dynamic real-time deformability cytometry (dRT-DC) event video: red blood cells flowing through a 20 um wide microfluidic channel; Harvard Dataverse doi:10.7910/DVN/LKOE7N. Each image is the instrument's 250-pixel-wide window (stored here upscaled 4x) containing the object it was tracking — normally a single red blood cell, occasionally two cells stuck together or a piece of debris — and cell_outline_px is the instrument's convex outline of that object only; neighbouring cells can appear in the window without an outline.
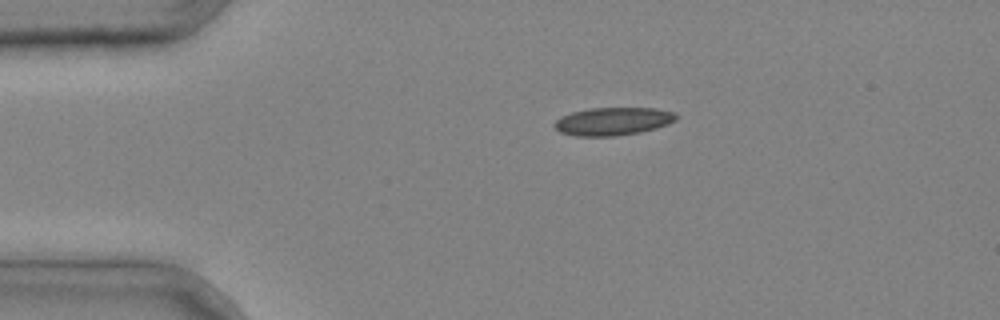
{"species": "common noctule bat (a hibernating species)", "species_latin": "Nyctalus noctula", "temperature_condition": "cold", "stored_images_in_passage": 32, "camera_frame_rate_fps": 3000, "um_per_image_px": 0.085, "animal": {"sex": "male", "body_mass_g": 20.4}, "frame": {"image": 1, "passage_image": 1, "time_ms": 0.0, "image_size_px": [1000, 320], "cell_outline_px": [[680, 116], [676, 120], [668, 124], [656, 128], [640, 132], [616, 136], [576, 136], [560, 132], [552, 124], [560, 116], [572, 112], [592, 108], [656, 108], [672, 112]], "centroid_in_image_um": [52.1, 10.31], "position_along_channel_um": 32.9, "area_um2": 19.88}}
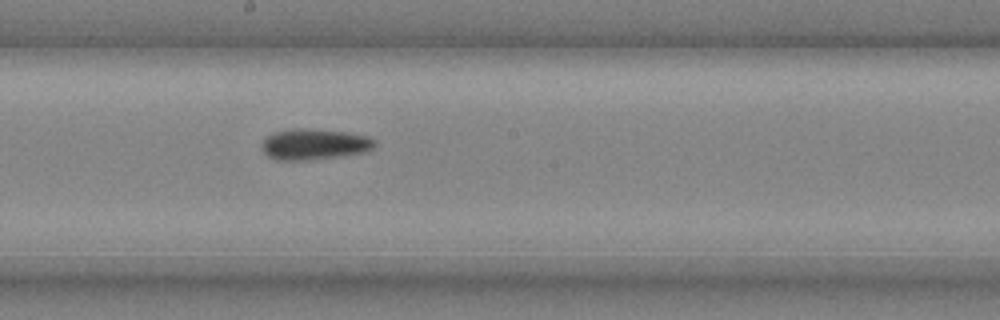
{"frame": {"image": 2, "passage_image": 16, "time_ms": 5.0, "image_size_px": [1000, 320], "cell_outline_px": [[376, 144], [372, 148], [364, 152], [308, 160], [276, 160], [268, 156], [264, 152], [264, 140], [268, 136], [276, 132], [292, 128], [300, 128], [344, 132], [368, 136], [376, 140]], "centroid_in_image_um": [26.73, 12.26], "position_along_channel_um": 221.5, "area_um2": 19.88}}
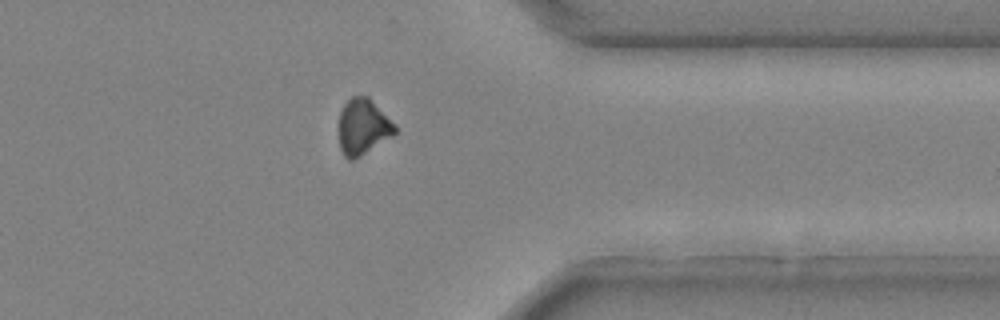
{"frame": {"image": 3, "passage_image": 27, "time_ms": 8.667, "image_size_px": [1000, 320], "cell_outline_px": [[396, 132], [392, 136], [360, 156], [352, 160], [348, 160], [344, 156], [340, 148], [340, 112], [344, 104], [352, 96], [368, 96], [396, 124]], "centroid_in_image_um": [30.87, 10.77], "position_along_channel_um": 380.5, "area_um2": 18.09}}